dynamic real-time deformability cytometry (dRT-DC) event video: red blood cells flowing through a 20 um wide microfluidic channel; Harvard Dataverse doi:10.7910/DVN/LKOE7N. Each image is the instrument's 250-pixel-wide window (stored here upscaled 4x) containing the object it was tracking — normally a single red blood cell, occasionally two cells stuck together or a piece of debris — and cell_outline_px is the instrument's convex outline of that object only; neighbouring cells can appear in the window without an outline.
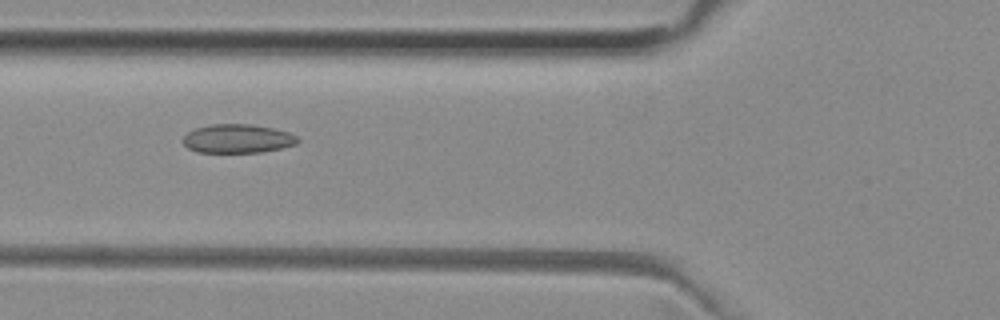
{"species": "common noctule bat (a hibernating species)", "species_latin": "Nyctalus noctula", "temperature_condition": "room temperature", "stored_images_in_passage": 38, "camera_frame_rate_fps": 3000, "um_per_image_px": 0.085, "animal": {"sex": "female", "body_mass_g": 29.2, "forearm_length_mm": 56.3}, "frame": {"image": 1, "passage_image": 5, "time_ms": 1.333, "image_size_px": [1000, 320], "cell_outline_px": [[300, 140], [296, 144], [280, 148], [260, 152], [196, 152], [188, 148], [184, 144], [184, 136], [188, 132], [196, 128], [212, 124], [252, 124], [272, 128], [288, 132], [296, 136]], "centroid_in_image_um": [20.19, 11.78], "position_along_channel_um": 105.6, "area_um2": 19.07}}
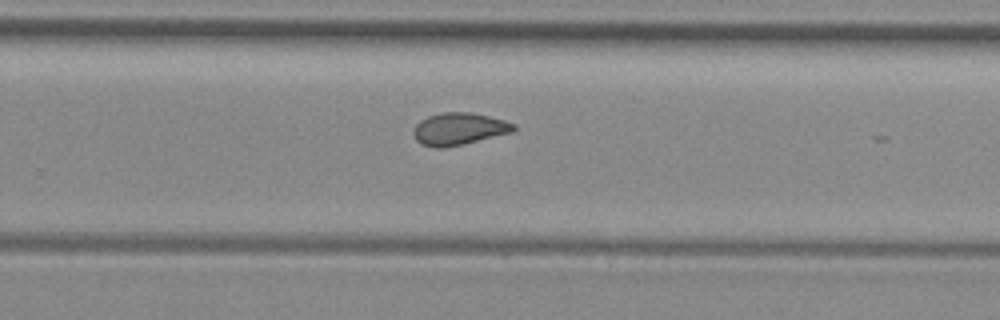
{"frame": {"image": 2, "passage_image": 19, "time_ms": 6.0, "image_size_px": [1000, 320], "cell_outline_px": [[516, 128], [512, 132], [464, 144], [444, 148], [432, 148], [420, 144], [416, 140], [412, 132], [416, 124], [420, 120], [428, 116], [444, 112], [468, 112], [488, 116], [504, 120], [516, 124]], "centroid_in_image_um": [38.98, 10.97], "position_along_channel_um": 290.8, "area_um2": 18.9}}
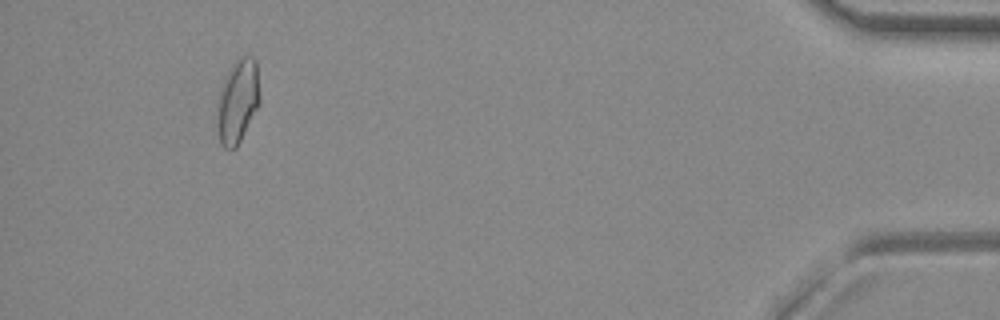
{"frame": {"image": 3, "passage_image": 34, "time_ms": 11.0, "image_size_px": [1000, 320], "cell_outline_px": [[260, 104], [236, 148], [224, 148], [220, 144], [216, 124], [216, 120], [220, 88], [232, 64], [240, 56], [252, 56], [256, 60], [260, 96]], "centroid_in_image_um": [20.2, 8.61], "position_along_channel_um": 415.0, "area_um2": 20.92}, "authors_computed_cell_mechanics": {"area_um2": 18.9006, "velocity_mm_per_s": 3.9782, "shape_relaxation_time_tau1_ms": null, "shape_relaxation_time_tau2_ms": 2.3493, "deformation_change_tau1": null, "deformation_change_tau2": 0.0617}}